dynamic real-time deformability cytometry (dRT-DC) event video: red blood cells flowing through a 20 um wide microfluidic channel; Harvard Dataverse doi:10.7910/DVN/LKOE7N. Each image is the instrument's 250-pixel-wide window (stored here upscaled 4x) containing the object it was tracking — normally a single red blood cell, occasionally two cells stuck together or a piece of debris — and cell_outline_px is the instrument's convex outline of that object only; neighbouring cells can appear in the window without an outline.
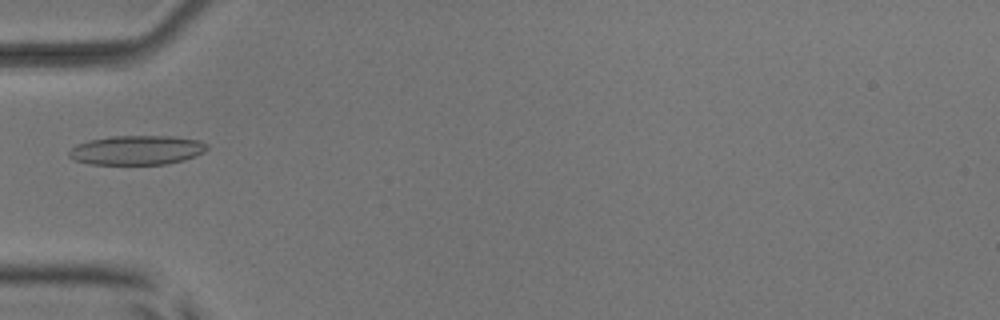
{"species": "common noctule bat (a hibernating species)", "species_latin": "Nyctalus noctula", "temperature_condition": "room temperature", "stored_images_in_passage": 4, "camera_frame_rate_fps": 3000, "um_per_image_px": 0.085, "animal": {"sex": "male", "body_mass_g": 17.9, "forearm_length_mm": 54.2}, "frame": {"image": 1, "passage_image": 3, "time_ms": 2.333, "image_size_px": [1000, 320], "cell_outline_px": [[208, 148], [204, 152], [196, 156], [184, 160], [164, 164], [88, 164], [76, 160], [68, 156], [68, 152], [76, 144], [88, 140], [108, 136], [176, 136], [200, 140], [208, 144]], "centroid_in_image_um": [11.65, 12.75], "position_along_channel_um": 73.4, "area_um2": 23.81}}
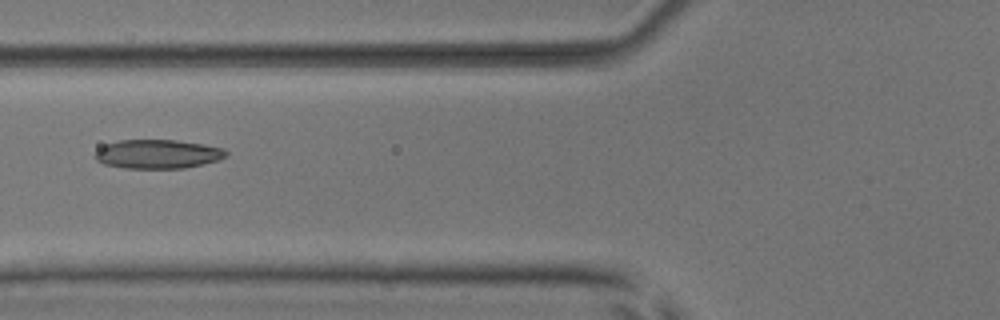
{"frame": {"image": 2, "passage_image": 4, "time_ms": 3.333, "image_size_px": [1000, 320], "cell_outline_px": [[228, 156], [216, 160], [184, 168], [124, 168], [104, 164], [96, 160], [92, 156], [104, 144], [120, 140], [176, 140], [204, 144], [224, 148], [228, 152]], "centroid_in_image_um": [13.38, 13.09], "position_along_channel_um": 112.4, "area_um2": 22.14}}